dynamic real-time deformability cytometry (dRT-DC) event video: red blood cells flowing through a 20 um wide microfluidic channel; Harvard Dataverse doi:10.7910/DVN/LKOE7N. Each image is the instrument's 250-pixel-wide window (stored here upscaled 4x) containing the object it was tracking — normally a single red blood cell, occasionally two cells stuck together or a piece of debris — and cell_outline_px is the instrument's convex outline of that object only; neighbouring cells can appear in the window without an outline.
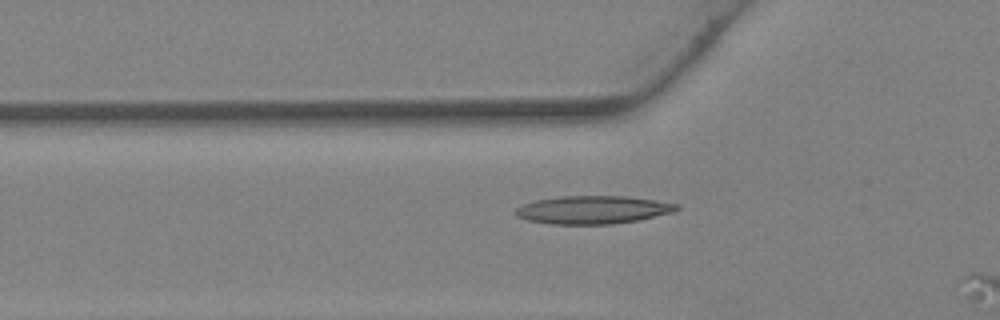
{"species": "Egyptian fruit bat (a non-hibernating species)", "species_latin": "Rousettus aegyptiacus", "temperature_condition": "warm", "stored_images_in_passage": 11, "camera_frame_rate_fps": 3000, "um_per_image_px": 0.085, "animal": {"sex": "female"}, "frame": {"image": 1, "passage_image": 10, "time_ms": 3.0, "image_size_px": [1000, 320], "cell_outline_px": [[680, 208], [672, 212], [636, 220], [612, 224], [552, 224], [528, 220], [516, 216], [516, 208], [524, 204], [536, 200], [560, 196], [624, 196], [680, 204]], "centroid_in_image_um": [50.38, 17.83], "position_along_channel_um": 75.4, "area_um2": 26.01}}